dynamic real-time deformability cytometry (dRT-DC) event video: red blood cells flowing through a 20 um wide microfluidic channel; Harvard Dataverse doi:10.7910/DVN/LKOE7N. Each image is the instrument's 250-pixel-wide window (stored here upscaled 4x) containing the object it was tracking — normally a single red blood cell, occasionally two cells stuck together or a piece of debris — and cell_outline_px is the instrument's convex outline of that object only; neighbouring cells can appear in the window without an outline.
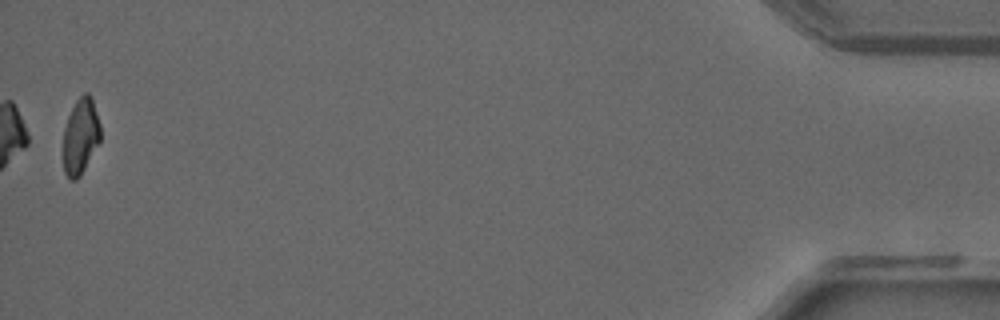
{"species": "common noctule bat (a hibernating species)", "species_latin": "Nyctalus noctula", "temperature_condition": "warm", "stored_images_in_passage": 32, "camera_frame_rate_fps": 3000, "um_per_image_px": 0.085, "animal": {"sex": "male", "forearm_length_mm": 52.5}, "frame": {"image": 1, "passage_image": 32, "time_ms": 10.333, "image_size_px": [1000, 320], "cell_outline_px": [[100, 140], [80, 176], [76, 180], [72, 180], [64, 172], [64, 128], [68, 116], [76, 100], [84, 92], [88, 92], [92, 96], [100, 124]], "centroid_in_image_um": [6.86, 11.53], "position_along_channel_um": 428.3, "area_um2": 16.3}}